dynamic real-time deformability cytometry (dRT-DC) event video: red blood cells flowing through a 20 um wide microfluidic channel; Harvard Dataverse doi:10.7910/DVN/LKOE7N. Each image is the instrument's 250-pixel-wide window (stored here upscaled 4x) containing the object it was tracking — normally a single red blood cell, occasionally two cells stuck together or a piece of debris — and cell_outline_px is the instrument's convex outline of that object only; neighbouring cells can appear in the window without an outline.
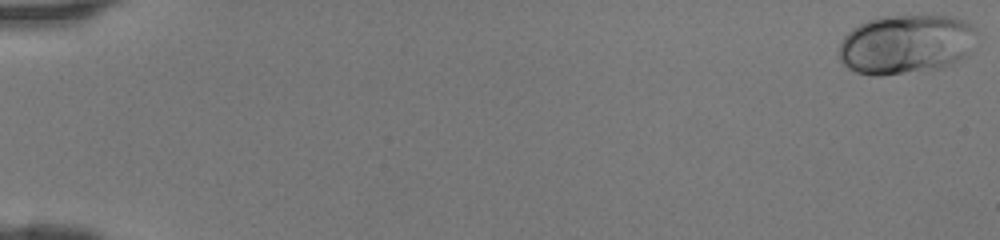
{"species": "human", "species_latin": "Homo sapiens", "temperature_condition": "room temperature", "stored_images_in_passage": 46, "camera_frame_rate_fps": 3000, "um_per_image_px": 0.085, "donor": {"sex": "female"}, "frame": {"image": 1, "passage_image": 1, "time_ms": 0.0, "image_size_px": [1000, 240], "cell_outline_px": [[976, 32], [968, 56], [952, 64], [940, 68], [880, 76], [872, 76], [856, 72], [848, 68], [840, 60], [840, 44], [844, 36], [852, 28], [868, 20], [880, 16], [952, 16], [968, 20], [976, 28]], "centroid_in_image_um": [77.03, 3.76], "position_along_channel_um": 8.0, "area_um2": 47.97}}
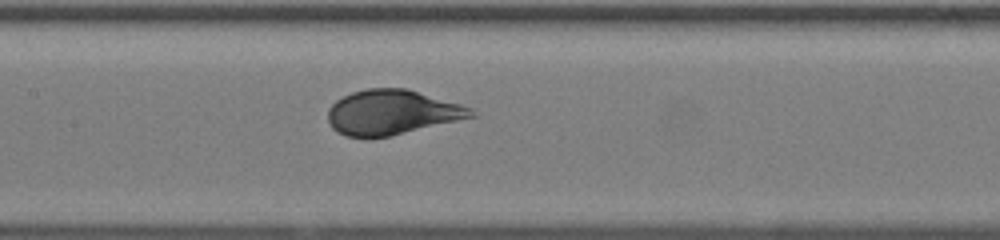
{"frame": {"image": 2, "passage_image": 24, "time_ms": 7.667, "image_size_px": [1000, 240], "cell_outline_px": [[476, 116], [388, 136], [344, 136], [336, 132], [332, 128], [328, 120], [328, 108], [336, 100], [352, 92], [368, 88], [404, 88], [460, 104], [472, 108], [476, 112]], "centroid_in_image_um": [33.29, 9.54], "position_along_channel_um": 174.1, "area_um2": 36.82}}
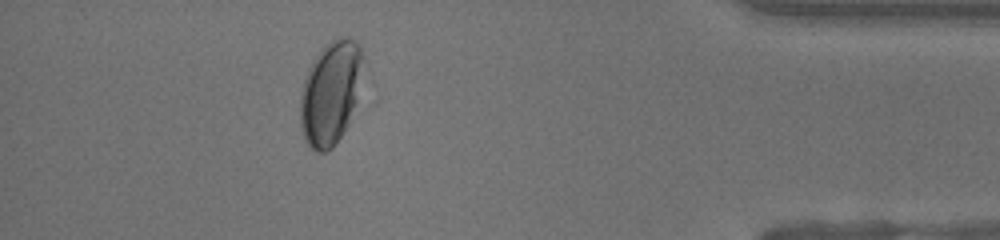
{"frame": {"image": 3, "passage_image": 42, "time_ms": 13.667, "image_size_px": [1000, 240], "cell_outline_px": [[364, 60], [360, 100], [348, 124], [336, 144], [332, 148], [324, 152], [316, 152], [308, 144], [304, 136], [300, 124], [300, 92], [308, 68], [312, 60], [320, 48], [336, 36], [348, 36], [356, 40], [364, 56]], "centroid_in_image_um": [28.14, 7.84], "position_along_channel_um": 407.1, "area_um2": 39.13}}